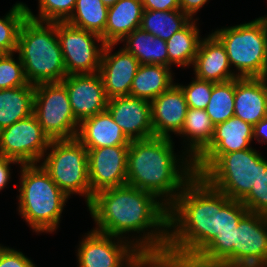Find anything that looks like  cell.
Here are the masks:
<instances>
[{
    "mask_svg": "<svg viewBox=\"0 0 267 267\" xmlns=\"http://www.w3.org/2000/svg\"><path fill=\"white\" fill-rule=\"evenodd\" d=\"M88 209L99 226L95 231L118 238L123 233L158 228L136 240L133 246L138 250L167 246L168 207L157 202V197L150 192L128 184L108 188L93 195Z\"/></svg>",
    "mask_w": 267,
    "mask_h": 267,
    "instance_id": "1",
    "label": "cell"
},
{
    "mask_svg": "<svg viewBox=\"0 0 267 267\" xmlns=\"http://www.w3.org/2000/svg\"><path fill=\"white\" fill-rule=\"evenodd\" d=\"M230 200L195 175L168 207L169 249L197 257L218 235L220 209Z\"/></svg>",
    "mask_w": 267,
    "mask_h": 267,
    "instance_id": "2",
    "label": "cell"
},
{
    "mask_svg": "<svg viewBox=\"0 0 267 267\" xmlns=\"http://www.w3.org/2000/svg\"><path fill=\"white\" fill-rule=\"evenodd\" d=\"M172 144L171 138L156 136L131 140L127 153L126 184L150 192L157 198L169 196L162 200L167 207L176 200L184 186L195 176L191 159L188 161L184 158L186 160L184 167L182 170L178 168Z\"/></svg>",
    "mask_w": 267,
    "mask_h": 267,
    "instance_id": "3",
    "label": "cell"
},
{
    "mask_svg": "<svg viewBox=\"0 0 267 267\" xmlns=\"http://www.w3.org/2000/svg\"><path fill=\"white\" fill-rule=\"evenodd\" d=\"M17 52L29 84L61 82L67 76L56 22L27 17L19 31Z\"/></svg>",
    "mask_w": 267,
    "mask_h": 267,
    "instance_id": "4",
    "label": "cell"
},
{
    "mask_svg": "<svg viewBox=\"0 0 267 267\" xmlns=\"http://www.w3.org/2000/svg\"><path fill=\"white\" fill-rule=\"evenodd\" d=\"M195 175L232 200L241 201L260 175V154L248 148L226 154H199L194 160Z\"/></svg>",
    "mask_w": 267,
    "mask_h": 267,
    "instance_id": "5",
    "label": "cell"
},
{
    "mask_svg": "<svg viewBox=\"0 0 267 267\" xmlns=\"http://www.w3.org/2000/svg\"><path fill=\"white\" fill-rule=\"evenodd\" d=\"M36 165H21L19 212L36 232H53L68 196Z\"/></svg>",
    "mask_w": 267,
    "mask_h": 267,
    "instance_id": "6",
    "label": "cell"
},
{
    "mask_svg": "<svg viewBox=\"0 0 267 267\" xmlns=\"http://www.w3.org/2000/svg\"><path fill=\"white\" fill-rule=\"evenodd\" d=\"M213 34L225 47L230 65L233 64L238 69V77L265 76L267 22L264 17L249 23L223 28Z\"/></svg>",
    "mask_w": 267,
    "mask_h": 267,
    "instance_id": "7",
    "label": "cell"
},
{
    "mask_svg": "<svg viewBox=\"0 0 267 267\" xmlns=\"http://www.w3.org/2000/svg\"><path fill=\"white\" fill-rule=\"evenodd\" d=\"M48 148L52 151L42 168L68 197L73 193L85 195L88 205L91 202L88 150L76 138L51 140Z\"/></svg>",
    "mask_w": 267,
    "mask_h": 267,
    "instance_id": "8",
    "label": "cell"
},
{
    "mask_svg": "<svg viewBox=\"0 0 267 267\" xmlns=\"http://www.w3.org/2000/svg\"><path fill=\"white\" fill-rule=\"evenodd\" d=\"M33 114L50 140L76 138L79 122L62 82L35 85Z\"/></svg>",
    "mask_w": 267,
    "mask_h": 267,
    "instance_id": "9",
    "label": "cell"
},
{
    "mask_svg": "<svg viewBox=\"0 0 267 267\" xmlns=\"http://www.w3.org/2000/svg\"><path fill=\"white\" fill-rule=\"evenodd\" d=\"M56 32L62 50L67 75L99 73L105 43L92 32L68 22H56ZM101 48L95 45V40Z\"/></svg>",
    "mask_w": 267,
    "mask_h": 267,
    "instance_id": "10",
    "label": "cell"
},
{
    "mask_svg": "<svg viewBox=\"0 0 267 267\" xmlns=\"http://www.w3.org/2000/svg\"><path fill=\"white\" fill-rule=\"evenodd\" d=\"M50 142L34 114L0 130V153L21 165L39 162Z\"/></svg>",
    "mask_w": 267,
    "mask_h": 267,
    "instance_id": "11",
    "label": "cell"
},
{
    "mask_svg": "<svg viewBox=\"0 0 267 267\" xmlns=\"http://www.w3.org/2000/svg\"><path fill=\"white\" fill-rule=\"evenodd\" d=\"M267 215L247 212L235 227L233 267H267Z\"/></svg>",
    "mask_w": 267,
    "mask_h": 267,
    "instance_id": "12",
    "label": "cell"
},
{
    "mask_svg": "<svg viewBox=\"0 0 267 267\" xmlns=\"http://www.w3.org/2000/svg\"><path fill=\"white\" fill-rule=\"evenodd\" d=\"M114 236L92 230L78 248L79 267H123L136 257L137 248L131 242H113ZM123 242V244H122ZM117 243V244H116ZM120 243V244H118ZM125 243V244H124ZM130 243V245H128ZM132 245V246H131ZM125 262V265H124ZM127 264V265H126Z\"/></svg>",
    "mask_w": 267,
    "mask_h": 267,
    "instance_id": "13",
    "label": "cell"
},
{
    "mask_svg": "<svg viewBox=\"0 0 267 267\" xmlns=\"http://www.w3.org/2000/svg\"><path fill=\"white\" fill-rule=\"evenodd\" d=\"M129 146L100 147L88 150V176L91 200L95 193L127 183Z\"/></svg>",
    "mask_w": 267,
    "mask_h": 267,
    "instance_id": "14",
    "label": "cell"
},
{
    "mask_svg": "<svg viewBox=\"0 0 267 267\" xmlns=\"http://www.w3.org/2000/svg\"><path fill=\"white\" fill-rule=\"evenodd\" d=\"M248 209L230 199L220 209L219 235L196 257L204 267H233L235 227Z\"/></svg>",
    "mask_w": 267,
    "mask_h": 267,
    "instance_id": "15",
    "label": "cell"
},
{
    "mask_svg": "<svg viewBox=\"0 0 267 267\" xmlns=\"http://www.w3.org/2000/svg\"><path fill=\"white\" fill-rule=\"evenodd\" d=\"M61 82L66 87L74 117L79 123L106 110L108 98L99 73L67 75Z\"/></svg>",
    "mask_w": 267,
    "mask_h": 267,
    "instance_id": "16",
    "label": "cell"
},
{
    "mask_svg": "<svg viewBox=\"0 0 267 267\" xmlns=\"http://www.w3.org/2000/svg\"><path fill=\"white\" fill-rule=\"evenodd\" d=\"M106 110L130 140L154 137L150 101L131 95L113 97Z\"/></svg>",
    "mask_w": 267,
    "mask_h": 267,
    "instance_id": "17",
    "label": "cell"
},
{
    "mask_svg": "<svg viewBox=\"0 0 267 267\" xmlns=\"http://www.w3.org/2000/svg\"><path fill=\"white\" fill-rule=\"evenodd\" d=\"M114 45H105L99 69L108 99L130 95L132 81L140 66L139 61L124 48L110 55Z\"/></svg>",
    "mask_w": 267,
    "mask_h": 267,
    "instance_id": "18",
    "label": "cell"
},
{
    "mask_svg": "<svg viewBox=\"0 0 267 267\" xmlns=\"http://www.w3.org/2000/svg\"><path fill=\"white\" fill-rule=\"evenodd\" d=\"M151 123L154 136L170 138V133H180L183 128L188 104L184 93L178 85H172L168 90L150 102Z\"/></svg>",
    "mask_w": 267,
    "mask_h": 267,
    "instance_id": "19",
    "label": "cell"
},
{
    "mask_svg": "<svg viewBox=\"0 0 267 267\" xmlns=\"http://www.w3.org/2000/svg\"><path fill=\"white\" fill-rule=\"evenodd\" d=\"M234 116L255 126L267 117V79L235 78Z\"/></svg>",
    "mask_w": 267,
    "mask_h": 267,
    "instance_id": "20",
    "label": "cell"
},
{
    "mask_svg": "<svg viewBox=\"0 0 267 267\" xmlns=\"http://www.w3.org/2000/svg\"><path fill=\"white\" fill-rule=\"evenodd\" d=\"M193 66L195 78L200 80L221 83L238 78L230 71L225 47L213 33L200 41Z\"/></svg>",
    "mask_w": 267,
    "mask_h": 267,
    "instance_id": "21",
    "label": "cell"
},
{
    "mask_svg": "<svg viewBox=\"0 0 267 267\" xmlns=\"http://www.w3.org/2000/svg\"><path fill=\"white\" fill-rule=\"evenodd\" d=\"M76 139L86 148L130 146L131 140L105 110L79 123Z\"/></svg>",
    "mask_w": 267,
    "mask_h": 267,
    "instance_id": "22",
    "label": "cell"
},
{
    "mask_svg": "<svg viewBox=\"0 0 267 267\" xmlns=\"http://www.w3.org/2000/svg\"><path fill=\"white\" fill-rule=\"evenodd\" d=\"M253 126L236 116L214 127L209 145L200 154H226L242 151L250 147Z\"/></svg>",
    "mask_w": 267,
    "mask_h": 267,
    "instance_id": "23",
    "label": "cell"
},
{
    "mask_svg": "<svg viewBox=\"0 0 267 267\" xmlns=\"http://www.w3.org/2000/svg\"><path fill=\"white\" fill-rule=\"evenodd\" d=\"M143 10L141 0H118L109 7L104 43L117 44L135 29L140 28Z\"/></svg>",
    "mask_w": 267,
    "mask_h": 267,
    "instance_id": "24",
    "label": "cell"
},
{
    "mask_svg": "<svg viewBox=\"0 0 267 267\" xmlns=\"http://www.w3.org/2000/svg\"><path fill=\"white\" fill-rule=\"evenodd\" d=\"M35 86L0 90V130L33 114Z\"/></svg>",
    "mask_w": 267,
    "mask_h": 267,
    "instance_id": "25",
    "label": "cell"
},
{
    "mask_svg": "<svg viewBox=\"0 0 267 267\" xmlns=\"http://www.w3.org/2000/svg\"><path fill=\"white\" fill-rule=\"evenodd\" d=\"M170 67L159 64H140L131 84L130 95L154 100L173 85Z\"/></svg>",
    "mask_w": 267,
    "mask_h": 267,
    "instance_id": "26",
    "label": "cell"
},
{
    "mask_svg": "<svg viewBox=\"0 0 267 267\" xmlns=\"http://www.w3.org/2000/svg\"><path fill=\"white\" fill-rule=\"evenodd\" d=\"M124 40L127 42L124 49L140 64H159L169 67L166 41L154 37L141 28L135 29L122 41Z\"/></svg>",
    "mask_w": 267,
    "mask_h": 267,
    "instance_id": "27",
    "label": "cell"
},
{
    "mask_svg": "<svg viewBox=\"0 0 267 267\" xmlns=\"http://www.w3.org/2000/svg\"><path fill=\"white\" fill-rule=\"evenodd\" d=\"M214 124L204 109L188 108L181 132L189 137V158L193 161L210 143L214 134ZM192 155V156H190Z\"/></svg>",
    "mask_w": 267,
    "mask_h": 267,
    "instance_id": "28",
    "label": "cell"
},
{
    "mask_svg": "<svg viewBox=\"0 0 267 267\" xmlns=\"http://www.w3.org/2000/svg\"><path fill=\"white\" fill-rule=\"evenodd\" d=\"M192 19L181 10H143L140 28L167 41Z\"/></svg>",
    "mask_w": 267,
    "mask_h": 267,
    "instance_id": "29",
    "label": "cell"
},
{
    "mask_svg": "<svg viewBox=\"0 0 267 267\" xmlns=\"http://www.w3.org/2000/svg\"><path fill=\"white\" fill-rule=\"evenodd\" d=\"M200 41L199 30L193 21L174 33L166 41L169 67L172 63L183 67L193 65Z\"/></svg>",
    "mask_w": 267,
    "mask_h": 267,
    "instance_id": "30",
    "label": "cell"
},
{
    "mask_svg": "<svg viewBox=\"0 0 267 267\" xmlns=\"http://www.w3.org/2000/svg\"><path fill=\"white\" fill-rule=\"evenodd\" d=\"M107 14L108 7L104 5L102 0H76L74 12L66 22L95 33L104 41Z\"/></svg>",
    "mask_w": 267,
    "mask_h": 267,
    "instance_id": "31",
    "label": "cell"
},
{
    "mask_svg": "<svg viewBox=\"0 0 267 267\" xmlns=\"http://www.w3.org/2000/svg\"><path fill=\"white\" fill-rule=\"evenodd\" d=\"M234 97L235 79L213 83L210 101L205 110L214 126L234 116Z\"/></svg>",
    "mask_w": 267,
    "mask_h": 267,
    "instance_id": "32",
    "label": "cell"
},
{
    "mask_svg": "<svg viewBox=\"0 0 267 267\" xmlns=\"http://www.w3.org/2000/svg\"><path fill=\"white\" fill-rule=\"evenodd\" d=\"M135 259L143 267H204L196 257L168 247L137 250Z\"/></svg>",
    "mask_w": 267,
    "mask_h": 267,
    "instance_id": "33",
    "label": "cell"
},
{
    "mask_svg": "<svg viewBox=\"0 0 267 267\" xmlns=\"http://www.w3.org/2000/svg\"><path fill=\"white\" fill-rule=\"evenodd\" d=\"M27 17V6L19 2L3 19L0 18V54L17 52L19 31Z\"/></svg>",
    "mask_w": 267,
    "mask_h": 267,
    "instance_id": "34",
    "label": "cell"
},
{
    "mask_svg": "<svg viewBox=\"0 0 267 267\" xmlns=\"http://www.w3.org/2000/svg\"><path fill=\"white\" fill-rule=\"evenodd\" d=\"M76 5V0H39V17L27 7L28 18L40 22H66Z\"/></svg>",
    "mask_w": 267,
    "mask_h": 267,
    "instance_id": "35",
    "label": "cell"
},
{
    "mask_svg": "<svg viewBox=\"0 0 267 267\" xmlns=\"http://www.w3.org/2000/svg\"><path fill=\"white\" fill-rule=\"evenodd\" d=\"M241 203L248 212L267 215V161L261 155L259 178Z\"/></svg>",
    "mask_w": 267,
    "mask_h": 267,
    "instance_id": "36",
    "label": "cell"
},
{
    "mask_svg": "<svg viewBox=\"0 0 267 267\" xmlns=\"http://www.w3.org/2000/svg\"><path fill=\"white\" fill-rule=\"evenodd\" d=\"M18 59V62L14 60L13 53L0 54V90L28 84L20 57Z\"/></svg>",
    "mask_w": 267,
    "mask_h": 267,
    "instance_id": "37",
    "label": "cell"
},
{
    "mask_svg": "<svg viewBox=\"0 0 267 267\" xmlns=\"http://www.w3.org/2000/svg\"><path fill=\"white\" fill-rule=\"evenodd\" d=\"M185 96L188 108L206 109L210 101L213 82L195 79L188 86L178 85Z\"/></svg>",
    "mask_w": 267,
    "mask_h": 267,
    "instance_id": "38",
    "label": "cell"
},
{
    "mask_svg": "<svg viewBox=\"0 0 267 267\" xmlns=\"http://www.w3.org/2000/svg\"><path fill=\"white\" fill-rule=\"evenodd\" d=\"M0 267H36L30 259L25 257L22 252L16 251L14 249H8L4 252Z\"/></svg>",
    "mask_w": 267,
    "mask_h": 267,
    "instance_id": "39",
    "label": "cell"
},
{
    "mask_svg": "<svg viewBox=\"0 0 267 267\" xmlns=\"http://www.w3.org/2000/svg\"><path fill=\"white\" fill-rule=\"evenodd\" d=\"M144 10H180L179 0H141Z\"/></svg>",
    "mask_w": 267,
    "mask_h": 267,
    "instance_id": "40",
    "label": "cell"
},
{
    "mask_svg": "<svg viewBox=\"0 0 267 267\" xmlns=\"http://www.w3.org/2000/svg\"><path fill=\"white\" fill-rule=\"evenodd\" d=\"M207 1L208 0H179L180 10L192 19V15L200 10Z\"/></svg>",
    "mask_w": 267,
    "mask_h": 267,
    "instance_id": "41",
    "label": "cell"
},
{
    "mask_svg": "<svg viewBox=\"0 0 267 267\" xmlns=\"http://www.w3.org/2000/svg\"><path fill=\"white\" fill-rule=\"evenodd\" d=\"M11 163H18L15 160L5 158L0 153V191L6 187L7 182L10 179V167Z\"/></svg>",
    "mask_w": 267,
    "mask_h": 267,
    "instance_id": "42",
    "label": "cell"
},
{
    "mask_svg": "<svg viewBox=\"0 0 267 267\" xmlns=\"http://www.w3.org/2000/svg\"><path fill=\"white\" fill-rule=\"evenodd\" d=\"M253 138L258 140V142L262 141L259 138H262L264 143L267 141V117L253 126Z\"/></svg>",
    "mask_w": 267,
    "mask_h": 267,
    "instance_id": "43",
    "label": "cell"
},
{
    "mask_svg": "<svg viewBox=\"0 0 267 267\" xmlns=\"http://www.w3.org/2000/svg\"><path fill=\"white\" fill-rule=\"evenodd\" d=\"M118 0H102V2L104 3V5L106 7H111L113 6Z\"/></svg>",
    "mask_w": 267,
    "mask_h": 267,
    "instance_id": "44",
    "label": "cell"
},
{
    "mask_svg": "<svg viewBox=\"0 0 267 267\" xmlns=\"http://www.w3.org/2000/svg\"><path fill=\"white\" fill-rule=\"evenodd\" d=\"M127 267H143L136 259H134Z\"/></svg>",
    "mask_w": 267,
    "mask_h": 267,
    "instance_id": "45",
    "label": "cell"
},
{
    "mask_svg": "<svg viewBox=\"0 0 267 267\" xmlns=\"http://www.w3.org/2000/svg\"><path fill=\"white\" fill-rule=\"evenodd\" d=\"M8 248L7 247H3V246H0V261H1V258L4 254V252L7 250Z\"/></svg>",
    "mask_w": 267,
    "mask_h": 267,
    "instance_id": "46",
    "label": "cell"
},
{
    "mask_svg": "<svg viewBox=\"0 0 267 267\" xmlns=\"http://www.w3.org/2000/svg\"><path fill=\"white\" fill-rule=\"evenodd\" d=\"M265 79H267V68L265 70V76H264Z\"/></svg>",
    "mask_w": 267,
    "mask_h": 267,
    "instance_id": "47",
    "label": "cell"
}]
</instances>
